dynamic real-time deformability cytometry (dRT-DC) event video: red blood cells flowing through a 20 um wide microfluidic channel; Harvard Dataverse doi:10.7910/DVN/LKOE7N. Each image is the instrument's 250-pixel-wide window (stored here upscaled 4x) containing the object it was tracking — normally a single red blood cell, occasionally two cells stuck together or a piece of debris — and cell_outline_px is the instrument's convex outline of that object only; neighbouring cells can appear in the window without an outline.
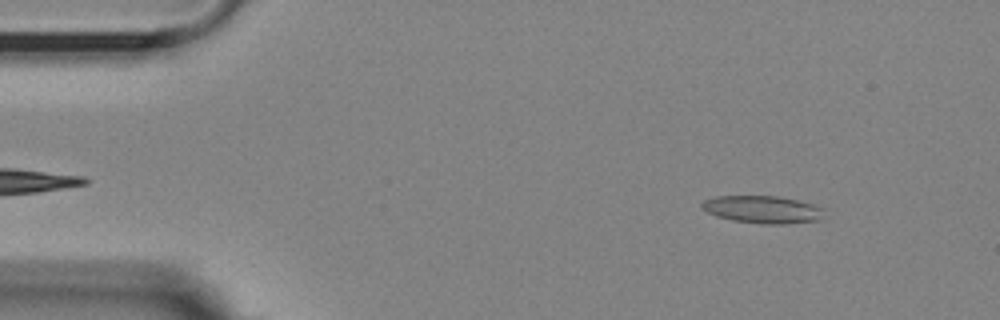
{"species": "Egyptian fruit bat (a non-hibernating species)", "species_latin": "Rousettus aegyptiacus", "temperature_condition": "room temperature", "stored_images_in_passage": 55, "camera_frame_rate_fps": 3000, "um_per_image_px": 0.085, "animal": {"sex": "female"}, "frame": {"image": 1, "passage_image": 6, "time_ms": 1.667, "image_size_px": [1000, 320], "cell_outline_px": [[824, 220], [784, 224], [760, 224], [732, 220], [716, 216], [708, 212], [700, 204], [704, 200], [716, 196], [780, 196], [812, 204], [824, 208]], "centroid_in_image_um": [64.88, 17.81], "position_along_channel_um": 20.1, "area_um2": 19.77}}
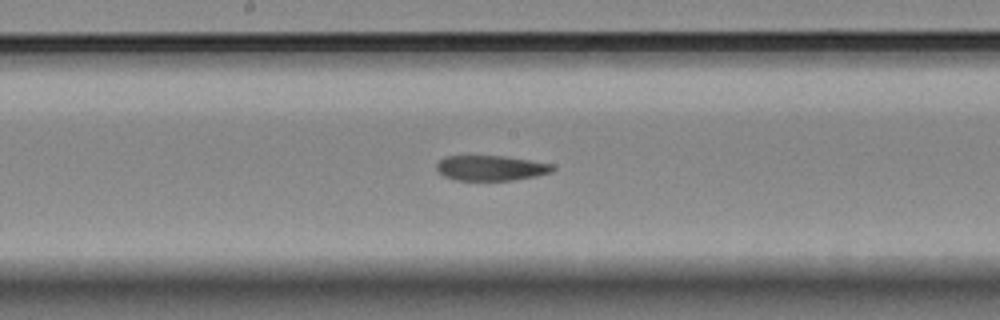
{"frame": {"image": 2, "passage_image": 28, "time_ms": 9.0, "image_size_px": [1000, 320], "cell_outline_px": [[556, 168], [552, 172], [536, 176], [512, 180], [456, 180], [444, 176], [436, 168], [436, 164], [444, 156], [504, 156], [552, 164]], "centroid_in_image_um": [41.73, 14.28], "position_along_channel_um": 206.5, "area_um2": 16.94}}
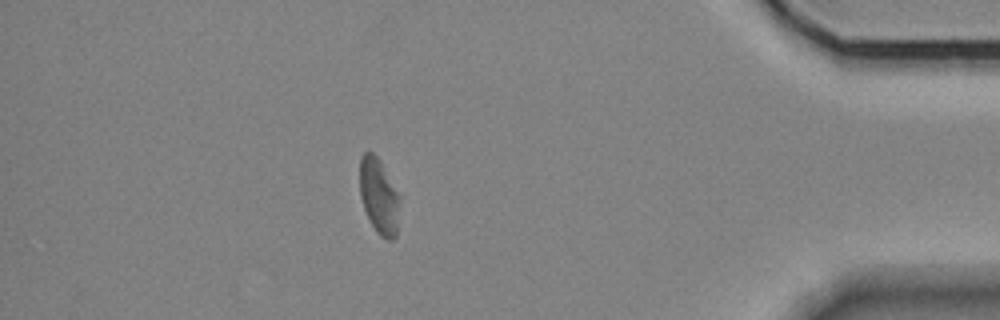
{"frame": {"image": 3, "passage_image": 48, "time_ms": 15.667, "image_size_px": [1000, 320], "cell_outline_px": [[404, 196], [396, 236], [392, 240], [388, 240], [380, 236], [376, 232], [364, 208], [360, 196], [360, 156], [364, 152], [372, 152], [380, 160]], "centroid_in_image_um": [32.3, 16.67], "position_along_channel_um": 402.9, "area_um2": 18.61}, "authors_computed_cell_mechanics": {"area_um2": 18.5538, "velocity_mm_per_s": 3.5895, "shape_relaxation_time_tau1_ms": null, "shape_relaxation_time_tau2_ms": 4.1175, "deformation_change_tau1": null, "deformation_change_tau2": 0.1089}}